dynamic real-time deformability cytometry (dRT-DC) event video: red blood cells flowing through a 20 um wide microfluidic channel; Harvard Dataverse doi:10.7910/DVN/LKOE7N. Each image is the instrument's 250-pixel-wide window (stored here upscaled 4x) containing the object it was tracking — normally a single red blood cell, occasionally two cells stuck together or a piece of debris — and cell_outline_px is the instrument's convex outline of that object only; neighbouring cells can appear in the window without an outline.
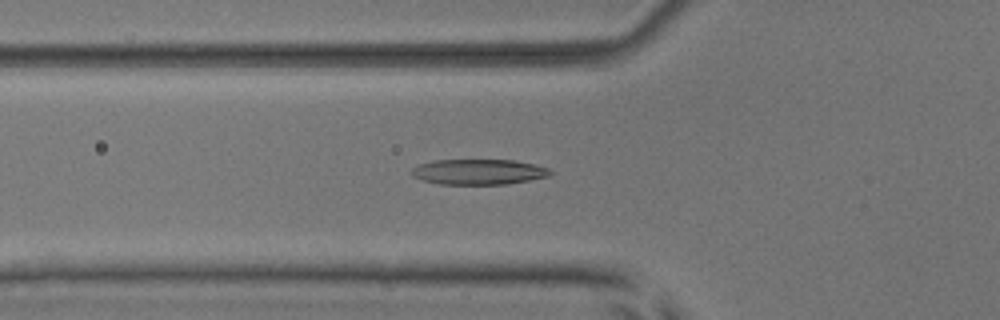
{"species": "common noctule bat (a hibernating species)", "species_latin": "Nyctalus noctula", "temperature_condition": "room temperature", "stored_images_in_passage": 52, "camera_frame_rate_fps": 3000, "um_per_image_px": 0.085, "animal": {"sex": "male", "body_mass_g": 17.9, "forearm_length_mm": 54.2}, "frame": {"image": 1, "passage_image": 18, "time_ms": 5.667, "image_size_px": [1000, 320], "cell_outline_px": [[552, 172], [548, 176], [508, 184], [440, 184], [424, 180], [412, 176], [408, 172], [412, 168], [420, 164], [432, 160], [512, 160], [536, 164], [548, 168]], "centroid_in_image_um": [40.65, 14.6], "position_along_channel_um": 85.1, "area_um2": 20.52}}
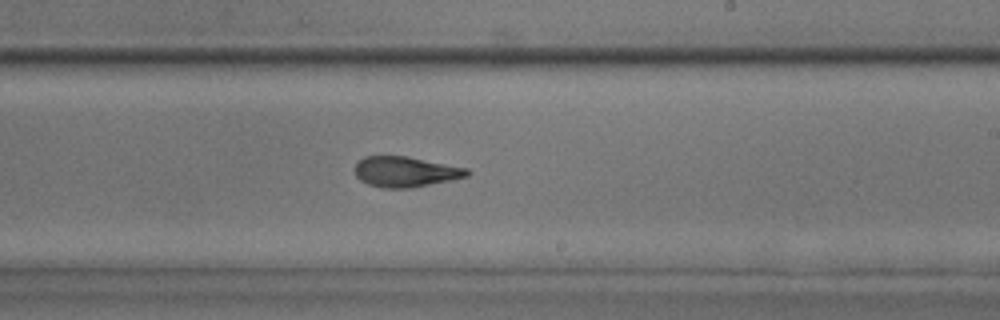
{"frame": {"image": 2, "passage_image": 31, "time_ms": 10.0, "image_size_px": [1000, 320], "cell_outline_px": [[472, 172], [468, 176], [452, 180], [412, 188], [380, 188], [368, 184], [360, 180], [356, 176], [356, 164], [364, 156], [408, 156], [468, 168]], "centroid_in_image_um": [34.5, 14.6], "position_along_channel_um": 254.5, "area_um2": 20.06}}
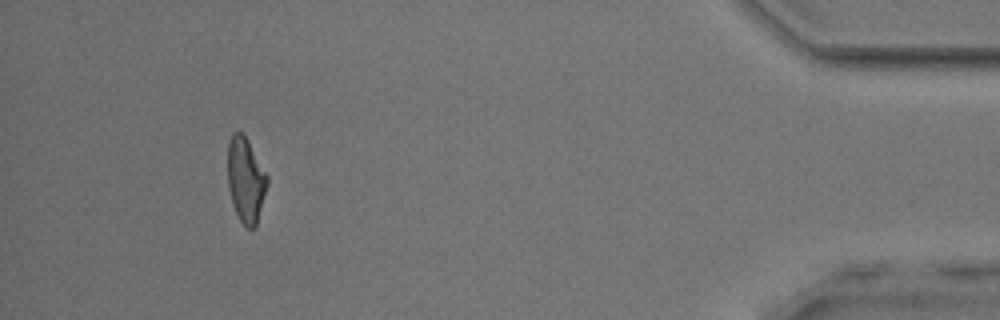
{"frame": {"image": 3, "passage_image": 48, "time_ms": 15.667, "image_size_px": [1000, 320], "cell_outline_px": [[268, 184], [256, 228], [248, 228], [240, 220], [236, 212], [228, 188], [228, 144], [232, 132], [244, 132], [268, 176]], "centroid_in_image_um": [20.9, 15.27], "position_along_channel_um": 414.3, "area_um2": 19.65}, "authors_computed_cell_mechanics": {"area_um2": 20.1722, "velocity_mm_per_s": 3.9156, "shape_relaxation_time_tau1_ms": 4.4609, "shape_relaxation_time_tau2_ms": 1.4953, "deformation_change_tau1": 0.1827, "deformation_change_tau2": 0.0986}}